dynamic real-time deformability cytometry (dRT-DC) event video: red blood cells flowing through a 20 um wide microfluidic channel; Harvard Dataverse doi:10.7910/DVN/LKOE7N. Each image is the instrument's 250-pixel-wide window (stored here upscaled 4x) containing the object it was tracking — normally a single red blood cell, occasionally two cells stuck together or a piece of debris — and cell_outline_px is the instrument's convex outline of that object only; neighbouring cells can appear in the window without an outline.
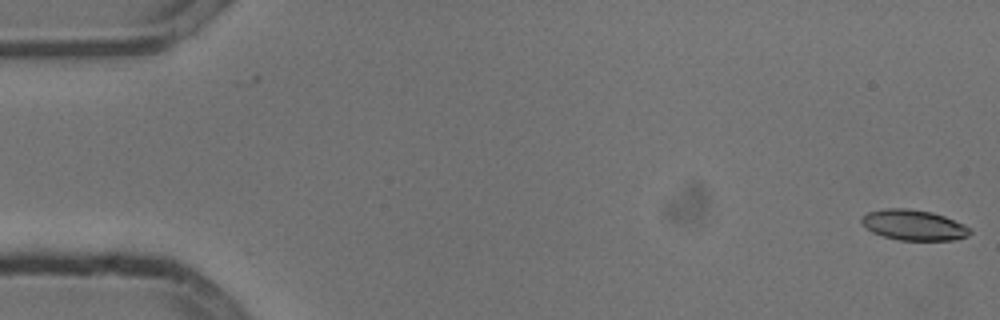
{"species": "common noctule bat (a hibernating species)", "species_latin": "Nyctalus noctula", "temperature_condition": "cold", "stored_images_in_passage": 14, "camera_frame_rate_fps": 3000, "um_per_image_px": 0.085, "animal": {"sex": "male", "body_mass_g": 13.3}, "frame": {"image": 1, "passage_image": 1, "time_ms": 0.0, "image_size_px": [1000, 320], "cell_outline_px": [[972, 232], [968, 236], [952, 240], [900, 240], [884, 236], [872, 232], [864, 228], [860, 220], [868, 212], [884, 208], [908, 208], [932, 212], [944, 216], [964, 224], [972, 228]], "centroid_in_image_um": [77.67, 19.12], "position_along_channel_um": 7.3, "area_um2": 19.36}}